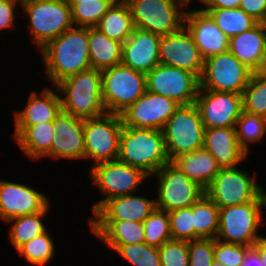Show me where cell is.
Returning <instances> with one entry per match:
<instances>
[{
	"label": "cell",
	"instance_id": "36",
	"mask_svg": "<svg viewBox=\"0 0 266 266\" xmlns=\"http://www.w3.org/2000/svg\"><path fill=\"white\" fill-rule=\"evenodd\" d=\"M106 246L132 266H161L158 247L146 243Z\"/></svg>",
	"mask_w": 266,
	"mask_h": 266
},
{
	"label": "cell",
	"instance_id": "8",
	"mask_svg": "<svg viewBox=\"0 0 266 266\" xmlns=\"http://www.w3.org/2000/svg\"><path fill=\"white\" fill-rule=\"evenodd\" d=\"M101 85L106 112L121 114L147 90L146 74L119 64L101 71Z\"/></svg>",
	"mask_w": 266,
	"mask_h": 266
},
{
	"label": "cell",
	"instance_id": "10",
	"mask_svg": "<svg viewBox=\"0 0 266 266\" xmlns=\"http://www.w3.org/2000/svg\"><path fill=\"white\" fill-rule=\"evenodd\" d=\"M156 178V208L171 212L187 208L197 202L205 189L191 180L172 161L162 166L150 178Z\"/></svg>",
	"mask_w": 266,
	"mask_h": 266
},
{
	"label": "cell",
	"instance_id": "12",
	"mask_svg": "<svg viewBox=\"0 0 266 266\" xmlns=\"http://www.w3.org/2000/svg\"><path fill=\"white\" fill-rule=\"evenodd\" d=\"M123 121L120 114L106 113L103 116L84 119V160L98 163L118 159Z\"/></svg>",
	"mask_w": 266,
	"mask_h": 266
},
{
	"label": "cell",
	"instance_id": "45",
	"mask_svg": "<svg viewBox=\"0 0 266 266\" xmlns=\"http://www.w3.org/2000/svg\"><path fill=\"white\" fill-rule=\"evenodd\" d=\"M17 9H21V2L17 0H0V32L5 31V29L17 28L15 27L17 13L19 12Z\"/></svg>",
	"mask_w": 266,
	"mask_h": 266
},
{
	"label": "cell",
	"instance_id": "4",
	"mask_svg": "<svg viewBox=\"0 0 266 266\" xmlns=\"http://www.w3.org/2000/svg\"><path fill=\"white\" fill-rule=\"evenodd\" d=\"M266 190L254 201L219 208V230L216 239L229 244L252 247L262 236L259 228L266 225Z\"/></svg>",
	"mask_w": 266,
	"mask_h": 266
},
{
	"label": "cell",
	"instance_id": "43",
	"mask_svg": "<svg viewBox=\"0 0 266 266\" xmlns=\"http://www.w3.org/2000/svg\"><path fill=\"white\" fill-rule=\"evenodd\" d=\"M249 248L246 245L229 244L214 239V260L225 266H240Z\"/></svg>",
	"mask_w": 266,
	"mask_h": 266
},
{
	"label": "cell",
	"instance_id": "29",
	"mask_svg": "<svg viewBox=\"0 0 266 266\" xmlns=\"http://www.w3.org/2000/svg\"><path fill=\"white\" fill-rule=\"evenodd\" d=\"M110 39L124 43L135 29L129 5L125 0H116L96 26Z\"/></svg>",
	"mask_w": 266,
	"mask_h": 266
},
{
	"label": "cell",
	"instance_id": "26",
	"mask_svg": "<svg viewBox=\"0 0 266 266\" xmlns=\"http://www.w3.org/2000/svg\"><path fill=\"white\" fill-rule=\"evenodd\" d=\"M265 45V23L229 38V51L253 72L260 71Z\"/></svg>",
	"mask_w": 266,
	"mask_h": 266
},
{
	"label": "cell",
	"instance_id": "17",
	"mask_svg": "<svg viewBox=\"0 0 266 266\" xmlns=\"http://www.w3.org/2000/svg\"><path fill=\"white\" fill-rule=\"evenodd\" d=\"M204 60L184 26L177 32L161 36L159 42L160 64L188 70L200 79L204 70Z\"/></svg>",
	"mask_w": 266,
	"mask_h": 266
},
{
	"label": "cell",
	"instance_id": "21",
	"mask_svg": "<svg viewBox=\"0 0 266 266\" xmlns=\"http://www.w3.org/2000/svg\"><path fill=\"white\" fill-rule=\"evenodd\" d=\"M203 148L215 158L221 168L239 167L249 155L240 146L235 127L205 128Z\"/></svg>",
	"mask_w": 266,
	"mask_h": 266
},
{
	"label": "cell",
	"instance_id": "47",
	"mask_svg": "<svg viewBox=\"0 0 266 266\" xmlns=\"http://www.w3.org/2000/svg\"><path fill=\"white\" fill-rule=\"evenodd\" d=\"M199 2L204 6L201 9H234L239 8L241 0H200Z\"/></svg>",
	"mask_w": 266,
	"mask_h": 266
},
{
	"label": "cell",
	"instance_id": "41",
	"mask_svg": "<svg viewBox=\"0 0 266 266\" xmlns=\"http://www.w3.org/2000/svg\"><path fill=\"white\" fill-rule=\"evenodd\" d=\"M161 266H190L188 241L169 240L159 247Z\"/></svg>",
	"mask_w": 266,
	"mask_h": 266
},
{
	"label": "cell",
	"instance_id": "39",
	"mask_svg": "<svg viewBox=\"0 0 266 266\" xmlns=\"http://www.w3.org/2000/svg\"><path fill=\"white\" fill-rule=\"evenodd\" d=\"M145 231V243L155 247H161L172 239L169 214L166 211L155 208L143 221Z\"/></svg>",
	"mask_w": 266,
	"mask_h": 266
},
{
	"label": "cell",
	"instance_id": "40",
	"mask_svg": "<svg viewBox=\"0 0 266 266\" xmlns=\"http://www.w3.org/2000/svg\"><path fill=\"white\" fill-rule=\"evenodd\" d=\"M168 214L173 240H195V228L191 207L177 209L168 212Z\"/></svg>",
	"mask_w": 266,
	"mask_h": 266
},
{
	"label": "cell",
	"instance_id": "27",
	"mask_svg": "<svg viewBox=\"0 0 266 266\" xmlns=\"http://www.w3.org/2000/svg\"><path fill=\"white\" fill-rule=\"evenodd\" d=\"M172 162L204 189L209 186L221 169L215 158L205 148L182 154Z\"/></svg>",
	"mask_w": 266,
	"mask_h": 266
},
{
	"label": "cell",
	"instance_id": "37",
	"mask_svg": "<svg viewBox=\"0 0 266 266\" xmlns=\"http://www.w3.org/2000/svg\"><path fill=\"white\" fill-rule=\"evenodd\" d=\"M116 0H88L79 4L69 5L74 26L96 27L102 16Z\"/></svg>",
	"mask_w": 266,
	"mask_h": 266
},
{
	"label": "cell",
	"instance_id": "23",
	"mask_svg": "<svg viewBox=\"0 0 266 266\" xmlns=\"http://www.w3.org/2000/svg\"><path fill=\"white\" fill-rule=\"evenodd\" d=\"M54 89H56L54 91ZM45 86L41 92L31 91L25 108L13 112L14 126H30L40 122L54 121L61 109L57 88Z\"/></svg>",
	"mask_w": 266,
	"mask_h": 266
},
{
	"label": "cell",
	"instance_id": "38",
	"mask_svg": "<svg viewBox=\"0 0 266 266\" xmlns=\"http://www.w3.org/2000/svg\"><path fill=\"white\" fill-rule=\"evenodd\" d=\"M85 141L84 131H75L65 135V138L54 136L51 145V159L84 160Z\"/></svg>",
	"mask_w": 266,
	"mask_h": 266
},
{
	"label": "cell",
	"instance_id": "11",
	"mask_svg": "<svg viewBox=\"0 0 266 266\" xmlns=\"http://www.w3.org/2000/svg\"><path fill=\"white\" fill-rule=\"evenodd\" d=\"M240 167L221 168L205 189V194L219 207L242 205L257 199L265 188L255 175Z\"/></svg>",
	"mask_w": 266,
	"mask_h": 266
},
{
	"label": "cell",
	"instance_id": "34",
	"mask_svg": "<svg viewBox=\"0 0 266 266\" xmlns=\"http://www.w3.org/2000/svg\"><path fill=\"white\" fill-rule=\"evenodd\" d=\"M235 130L240 146L249 154V149L253 144L263 142L265 139L266 118L242 110L236 121Z\"/></svg>",
	"mask_w": 266,
	"mask_h": 266
},
{
	"label": "cell",
	"instance_id": "52",
	"mask_svg": "<svg viewBox=\"0 0 266 266\" xmlns=\"http://www.w3.org/2000/svg\"><path fill=\"white\" fill-rule=\"evenodd\" d=\"M211 266H225V265H223L222 263L217 262V261L214 260V261L211 263Z\"/></svg>",
	"mask_w": 266,
	"mask_h": 266
},
{
	"label": "cell",
	"instance_id": "22",
	"mask_svg": "<svg viewBox=\"0 0 266 266\" xmlns=\"http://www.w3.org/2000/svg\"><path fill=\"white\" fill-rule=\"evenodd\" d=\"M137 194L136 192L108 200L90 220L143 222L156 208V201Z\"/></svg>",
	"mask_w": 266,
	"mask_h": 266
},
{
	"label": "cell",
	"instance_id": "2",
	"mask_svg": "<svg viewBox=\"0 0 266 266\" xmlns=\"http://www.w3.org/2000/svg\"><path fill=\"white\" fill-rule=\"evenodd\" d=\"M118 160L151 177L170 162L162 130L127 127L120 135Z\"/></svg>",
	"mask_w": 266,
	"mask_h": 266
},
{
	"label": "cell",
	"instance_id": "32",
	"mask_svg": "<svg viewBox=\"0 0 266 266\" xmlns=\"http://www.w3.org/2000/svg\"><path fill=\"white\" fill-rule=\"evenodd\" d=\"M200 10L208 13L218 28L229 38L251 29L258 23L241 8Z\"/></svg>",
	"mask_w": 266,
	"mask_h": 266
},
{
	"label": "cell",
	"instance_id": "15",
	"mask_svg": "<svg viewBox=\"0 0 266 266\" xmlns=\"http://www.w3.org/2000/svg\"><path fill=\"white\" fill-rule=\"evenodd\" d=\"M179 106L173 99L146 90L120 115L124 126L162 130Z\"/></svg>",
	"mask_w": 266,
	"mask_h": 266
},
{
	"label": "cell",
	"instance_id": "35",
	"mask_svg": "<svg viewBox=\"0 0 266 266\" xmlns=\"http://www.w3.org/2000/svg\"><path fill=\"white\" fill-rule=\"evenodd\" d=\"M243 111L266 118V71L253 72L242 93Z\"/></svg>",
	"mask_w": 266,
	"mask_h": 266
},
{
	"label": "cell",
	"instance_id": "44",
	"mask_svg": "<svg viewBox=\"0 0 266 266\" xmlns=\"http://www.w3.org/2000/svg\"><path fill=\"white\" fill-rule=\"evenodd\" d=\"M55 135L59 138H65L69 133L75 131H84V119L74 117L71 114L60 111L53 121Z\"/></svg>",
	"mask_w": 266,
	"mask_h": 266
},
{
	"label": "cell",
	"instance_id": "18",
	"mask_svg": "<svg viewBox=\"0 0 266 266\" xmlns=\"http://www.w3.org/2000/svg\"><path fill=\"white\" fill-rule=\"evenodd\" d=\"M49 204L48 195L38 189L0 179V219L4 223L19 216L42 212Z\"/></svg>",
	"mask_w": 266,
	"mask_h": 266
},
{
	"label": "cell",
	"instance_id": "14",
	"mask_svg": "<svg viewBox=\"0 0 266 266\" xmlns=\"http://www.w3.org/2000/svg\"><path fill=\"white\" fill-rule=\"evenodd\" d=\"M146 87L180 105H191L196 101L200 79L188 70L158 64L146 74Z\"/></svg>",
	"mask_w": 266,
	"mask_h": 266
},
{
	"label": "cell",
	"instance_id": "46",
	"mask_svg": "<svg viewBox=\"0 0 266 266\" xmlns=\"http://www.w3.org/2000/svg\"><path fill=\"white\" fill-rule=\"evenodd\" d=\"M239 8L258 23L266 22V0H241Z\"/></svg>",
	"mask_w": 266,
	"mask_h": 266
},
{
	"label": "cell",
	"instance_id": "51",
	"mask_svg": "<svg viewBox=\"0 0 266 266\" xmlns=\"http://www.w3.org/2000/svg\"><path fill=\"white\" fill-rule=\"evenodd\" d=\"M80 1H88V0H66L68 5H76L79 4Z\"/></svg>",
	"mask_w": 266,
	"mask_h": 266
},
{
	"label": "cell",
	"instance_id": "7",
	"mask_svg": "<svg viewBox=\"0 0 266 266\" xmlns=\"http://www.w3.org/2000/svg\"><path fill=\"white\" fill-rule=\"evenodd\" d=\"M168 157H176L203 148L205 126L197 105H180L162 129Z\"/></svg>",
	"mask_w": 266,
	"mask_h": 266
},
{
	"label": "cell",
	"instance_id": "1",
	"mask_svg": "<svg viewBox=\"0 0 266 266\" xmlns=\"http://www.w3.org/2000/svg\"><path fill=\"white\" fill-rule=\"evenodd\" d=\"M39 51L45 78L54 86L69 76L91 69L88 27L73 26Z\"/></svg>",
	"mask_w": 266,
	"mask_h": 266
},
{
	"label": "cell",
	"instance_id": "53",
	"mask_svg": "<svg viewBox=\"0 0 266 266\" xmlns=\"http://www.w3.org/2000/svg\"><path fill=\"white\" fill-rule=\"evenodd\" d=\"M182 1H184L188 6H190V4L192 3L191 1L192 0H182ZM200 0H198V2H199Z\"/></svg>",
	"mask_w": 266,
	"mask_h": 266
},
{
	"label": "cell",
	"instance_id": "33",
	"mask_svg": "<svg viewBox=\"0 0 266 266\" xmlns=\"http://www.w3.org/2000/svg\"><path fill=\"white\" fill-rule=\"evenodd\" d=\"M49 232V233H48ZM48 229L20 246L16 253L31 266H46L55 257L56 245Z\"/></svg>",
	"mask_w": 266,
	"mask_h": 266
},
{
	"label": "cell",
	"instance_id": "6",
	"mask_svg": "<svg viewBox=\"0 0 266 266\" xmlns=\"http://www.w3.org/2000/svg\"><path fill=\"white\" fill-rule=\"evenodd\" d=\"M88 175L102 194V199L93 202L92 216L110 199L139 192L143 181L150 177L141 169L132 167L118 159L98 163L88 168Z\"/></svg>",
	"mask_w": 266,
	"mask_h": 266
},
{
	"label": "cell",
	"instance_id": "49",
	"mask_svg": "<svg viewBox=\"0 0 266 266\" xmlns=\"http://www.w3.org/2000/svg\"><path fill=\"white\" fill-rule=\"evenodd\" d=\"M252 248L259 254L262 265L266 266V237L259 239Z\"/></svg>",
	"mask_w": 266,
	"mask_h": 266
},
{
	"label": "cell",
	"instance_id": "9",
	"mask_svg": "<svg viewBox=\"0 0 266 266\" xmlns=\"http://www.w3.org/2000/svg\"><path fill=\"white\" fill-rule=\"evenodd\" d=\"M135 28L160 36L179 31L184 26L188 5L182 0H125Z\"/></svg>",
	"mask_w": 266,
	"mask_h": 266
},
{
	"label": "cell",
	"instance_id": "30",
	"mask_svg": "<svg viewBox=\"0 0 266 266\" xmlns=\"http://www.w3.org/2000/svg\"><path fill=\"white\" fill-rule=\"evenodd\" d=\"M50 208L51 204L42 212L19 216L5 222V224H10L9 238L7 239H10L9 241L12 247H14V250H17L24 243L29 242L48 229L43 221L46 220V215L50 213Z\"/></svg>",
	"mask_w": 266,
	"mask_h": 266
},
{
	"label": "cell",
	"instance_id": "5",
	"mask_svg": "<svg viewBox=\"0 0 266 266\" xmlns=\"http://www.w3.org/2000/svg\"><path fill=\"white\" fill-rule=\"evenodd\" d=\"M20 10L29 18L26 25L37 50L74 26L66 0H25Z\"/></svg>",
	"mask_w": 266,
	"mask_h": 266
},
{
	"label": "cell",
	"instance_id": "16",
	"mask_svg": "<svg viewBox=\"0 0 266 266\" xmlns=\"http://www.w3.org/2000/svg\"><path fill=\"white\" fill-rule=\"evenodd\" d=\"M197 105L205 128L235 127L242 110V94L199 89Z\"/></svg>",
	"mask_w": 266,
	"mask_h": 266
},
{
	"label": "cell",
	"instance_id": "28",
	"mask_svg": "<svg viewBox=\"0 0 266 266\" xmlns=\"http://www.w3.org/2000/svg\"><path fill=\"white\" fill-rule=\"evenodd\" d=\"M122 45L110 39L96 27L88 28V46L91 68L105 70L121 64Z\"/></svg>",
	"mask_w": 266,
	"mask_h": 266
},
{
	"label": "cell",
	"instance_id": "24",
	"mask_svg": "<svg viewBox=\"0 0 266 266\" xmlns=\"http://www.w3.org/2000/svg\"><path fill=\"white\" fill-rule=\"evenodd\" d=\"M14 143L31 161L51 158V145L55 136L53 121L30 126H15L12 134Z\"/></svg>",
	"mask_w": 266,
	"mask_h": 266
},
{
	"label": "cell",
	"instance_id": "3",
	"mask_svg": "<svg viewBox=\"0 0 266 266\" xmlns=\"http://www.w3.org/2000/svg\"><path fill=\"white\" fill-rule=\"evenodd\" d=\"M61 109L81 119L96 118L107 112L102 102L101 71L93 68L79 72L56 84Z\"/></svg>",
	"mask_w": 266,
	"mask_h": 266
},
{
	"label": "cell",
	"instance_id": "20",
	"mask_svg": "<svg viewBox=\"0 0 266 266\" xmlns=\"http://www.w3.org/2000/svg\"><path fill=\"white\" fill-rule=\"evenodd\" d=\"M160 38L158 34L135 28L122 45L121 64L147 74L160 64Z\"/></svg>",
	"mask_w": 266,
	"mask_h": 266
},
{
	"label": "cell",
	"instance_id": "25",
	"mask_svg": "<svg viewBox=\"0 0 266 266\" xmlns=\"http://www.w3.org/2000/svg\"><path fill=\"white\" fill-rule=\"evenodd\" d=\"M90 233L104 245L145 243L143 222L123 220H89Z\"/></svg>",
	"mask_w": 266,
	"mask_h": 266
},
{
	"label": "cell",
	"instance_id": "50",
	"mask_svg": "<svg viewBox=\"0 0 266 266\" xmlns=\"http://www.w3.org/2000/svg\"><path fill=\"white\" fill-rule=\"evenodd\" d=\"M260 71H266V22H265V45H264V54H263V59H262V64H261Z\"/></svg>",
	"mask_w": 266,
	"mask_h": 266
},
{
	"label": "cell",
	"instance_id": "48",
	"mask_svg": "<svg viewBox=\"0 0 266 266\" xmlns=\"http://www.w3.org/2000/svg\"><path fill=\"white\" fill-rule=\"evenodd\" d=\"M240 266H263V265L259 257V254L252 247H250L246 251Z\"/></svg>",
	"mask_w": 266,
	"mask_h": 266
},
{
	"label": "cell",
	"instance_id": "13",
	"mask_svg": "<svg viewBox=\"0 0 266 266\" xmlns=\"http://www.w3.org/2000/svg\"><path fill=\"white\" fill-rule=\"evenodd\" d=\"M252 74L253 71L228 50L204 60L199 89L242 94Z\"/></svg>",
	"mask_w": 266,
	"mask_h": 266
},
{
	"label": "cell",
	"instance_id": "31",
	"mask_svg": "<svg viewBox=\"0 0 266 266\" xmlns=\"http://www.w3.org/2000/svg\"><path fill=\"white\" fill-rule=\"evenodd\" d=\"M190 207L193 212L195 239H216L219 230V207L206 194Z\"/></svg>",
	"mask_w": 266,
	"mask_h": 266
},
{
	"label": "cell",
	"instance_id": "42",
	"mask_svg": "<svg viewBox=\"0 0 266 266\" xmlns=\"http://www.w3.org/2000/svg\"><path fill=\"white\" fill-rule=\"evenodd\" d=\"M190 266H211L214 261V239L188 241Z\"/></svg>",
	"mask_w": 266,
	"mask_h": 266
},
{
	"label": "cell",
	"instance_id": "19",
	"mask_svg": "<svg viewBox=\"0 0 266 266\" xmlns=\"http://www.w3.org/2000/svg\"><path fill=\"white\" fill-rule=\"evenodd\" d=\"M185 12L184 27L190 33L204 59L229 50V37L216 25L212 17L200 10Z\"/></svg>",
	"mask_w": 266,
	"mask_h": 266
}]
</instances>
